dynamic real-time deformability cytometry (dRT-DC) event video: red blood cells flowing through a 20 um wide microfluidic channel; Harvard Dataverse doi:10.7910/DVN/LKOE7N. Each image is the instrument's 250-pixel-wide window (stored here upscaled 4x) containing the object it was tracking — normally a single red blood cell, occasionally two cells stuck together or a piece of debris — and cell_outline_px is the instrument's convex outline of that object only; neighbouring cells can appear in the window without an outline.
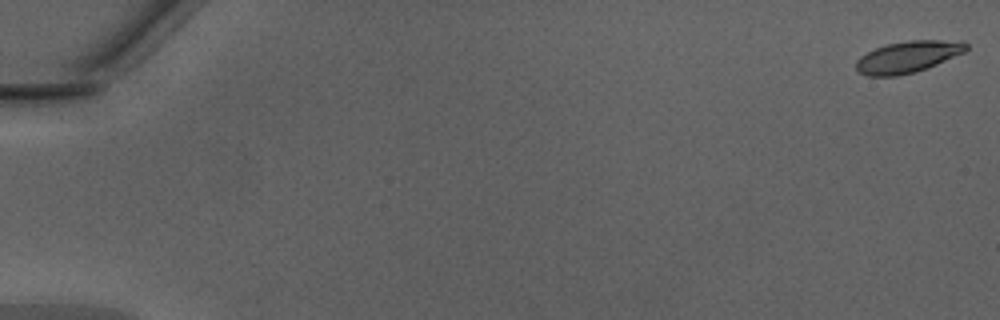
{"species": "Egyptian fruit bat (a non-hibernating species)", "species_latin": "Rousettus aegyptiacus", "temperature_condition": "warm", "stored_images_in_passage": 50, "camera_frame_rate_fps": 3000, "um_per_image_px": 0.085, "animal": {"sex": "male"}, "frame": {"image": 1, "passage_image": 1, "time_ms": 0.0, "image_size_px": [1000, 320], "cell_outline_px": [[968, 48], [964, 52], [928, 68], [916, 72], [896, 76], [868, 76], [860, 72], [856, 68], [856, 60], [860, 56], [876, 48], [888, 44], [908, 40], [964, 40], [968, 44]], "centroid_in_image_um": [77.2, 4.83], "position_along_channel_um": 7.8, "area_um2": 20.35}}
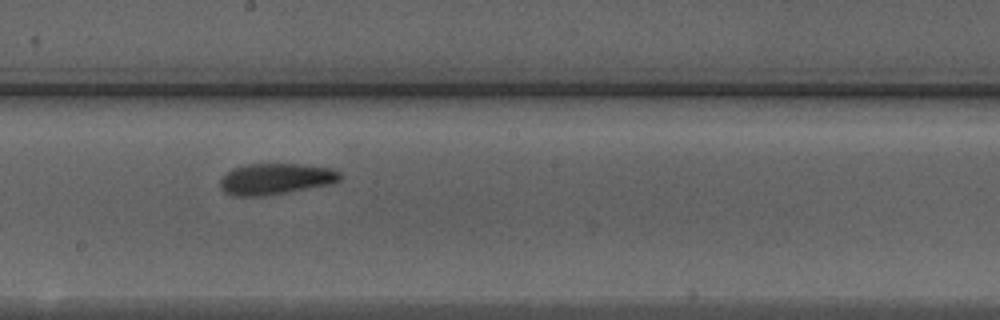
{"frame": {"image": 2, "passage_image": 29, "time_ms": 9.333, "image_size_px": [1000, 320], "cell_outline_px": [[344, 176], [340, 180], [332, 184], [264, 196], [232, 196], [224, 192], [220, 188], [220, 180], [232, 168], [248, 164], [296, 164], [332, 168], [340, 172]], "centroid_in_image_um": [23.45, 15.21], "position_along_channel_um": 224.8, "area_um2": 21.85}}
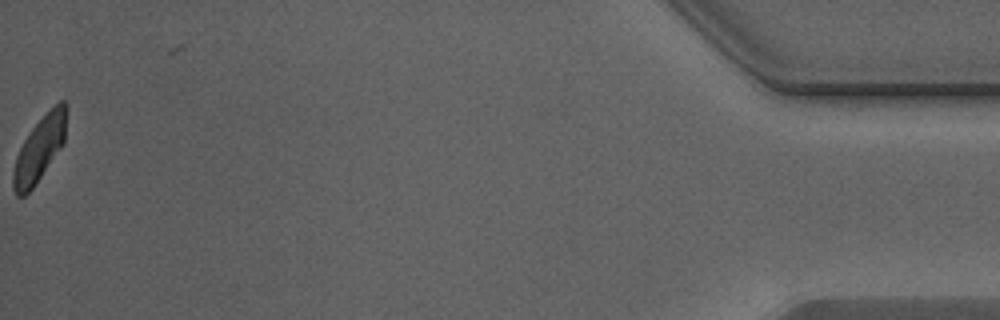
{"frame": {"image": 3, "passage_image": 50, "time_ms": 16.333, "image_size_px": [1000, 320], "cell_outline_px": [[68, 104], [64, 144], [32, 188], [24, 196], [16, 196], [12, 188], [12, 172], [16, 156], [24, 140], [32, 128], [60, 100], [64, 100]], "centroid_in_image_um": [3.36, 12.66], "position_along_channel_um": 431.8, "area_um2": 20.0}, "authors_computed_cell_mechanics": {"area_um2": 21.1259, "velocity_mm_per_s": 4.2778, "shape_relaxation_time_tau1_ms": 4.0654, "shape_relaxation_time_tau2_ms": 2.7856, "deformation_change_tau1": 0.1194, "deformation_change_tau2": 0.1023}}